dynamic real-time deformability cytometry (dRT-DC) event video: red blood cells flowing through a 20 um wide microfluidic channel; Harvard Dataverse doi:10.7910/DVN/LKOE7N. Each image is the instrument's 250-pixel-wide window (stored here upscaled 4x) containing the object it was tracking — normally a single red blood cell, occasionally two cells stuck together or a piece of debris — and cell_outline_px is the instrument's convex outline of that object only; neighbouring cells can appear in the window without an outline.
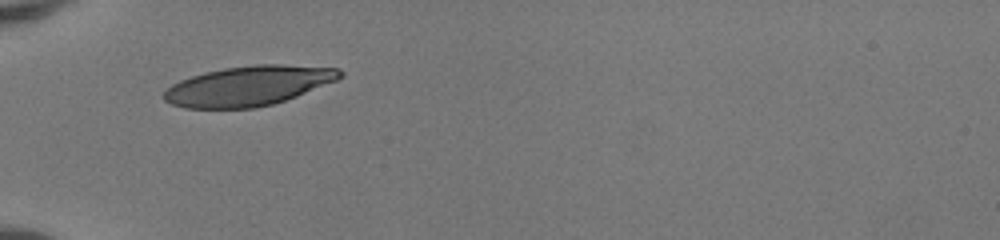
{"species": "human", "species_latin": "Homo sapiens", "temperature_condition": "room temperature", "stored_images_in_passage": 30, "camera_frame_rate_fps": 3000, "um_per_image_px": 0.085, "donor": {"sex": "female"}, "frame": {"image": 1, "passage_image": 1, "time_ms": 0.0, "image_size_px": [1000, 240], "cell_outline_px": [[344, 76], [336, 80], [296, 96], [272, 104], [256, 108], [184, 108], [172, 104], [164, 100], [164, 92], [172, 84], [180, 80], [204, 72], [224, 68], [256, 64], [280, 64], [340, 68], [344, 72]], "centroid_in_image_um": [21.13, 7.29], "position_along_channel_um": 63.9, "area_um2": 40.69}}
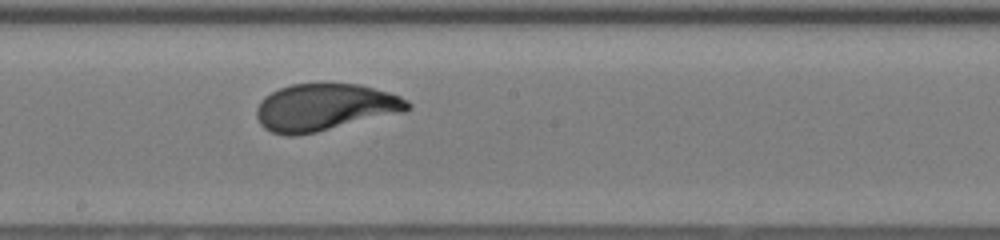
{"frame": {"image": 2, "passage_image": 13, "time_ms": 4.0, "image_size_px": [1000, 240], "cell_outline_px": [[412, 108], [404, 112], [316, 132], [296, 136], [288, 136], [272, 132], [264, 128], [260, 124], [256, 116], [256, 108], [260, 100], [264, 96], [280, 88], [292, 84], [360, 84], [388, 92], [400, 96], [408, 100], [412, 104]], "centroid_in_image_um": [27.61, 9.12], "position_along_channel_um": 220.6, "area_um2": 41.5}}
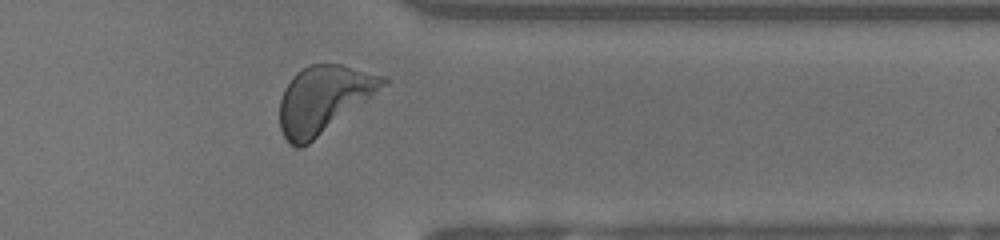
{"frame": {"image": 3, "passage_image": 25, "time_ms": 8.0, "image_size_px": [1000, 240], "cell_outline_px": [[388, 84], [308, 144], [300, 148], [296, 148], [288, 144], [280, 128], [280, 100], [284, 88], [292, 76], [296, 72], [308, 64], [340, 64], [388, 76]], "centroid_in_image_um": [27.49, 8.42], "position_along_channel_um": 383.9, "area_um2": 40.34}, "authors_computed_cell_mechanics": {"area_um2": 40.749, "velocity_mm_per_s": 4.1422, "shape_relaxation_time_tau1_ms": 3.7354, "shape_relaxation_time_tau2_ms": null, "deformation_change_tau1": 0.1991, "deformation_change_tau2": null}}